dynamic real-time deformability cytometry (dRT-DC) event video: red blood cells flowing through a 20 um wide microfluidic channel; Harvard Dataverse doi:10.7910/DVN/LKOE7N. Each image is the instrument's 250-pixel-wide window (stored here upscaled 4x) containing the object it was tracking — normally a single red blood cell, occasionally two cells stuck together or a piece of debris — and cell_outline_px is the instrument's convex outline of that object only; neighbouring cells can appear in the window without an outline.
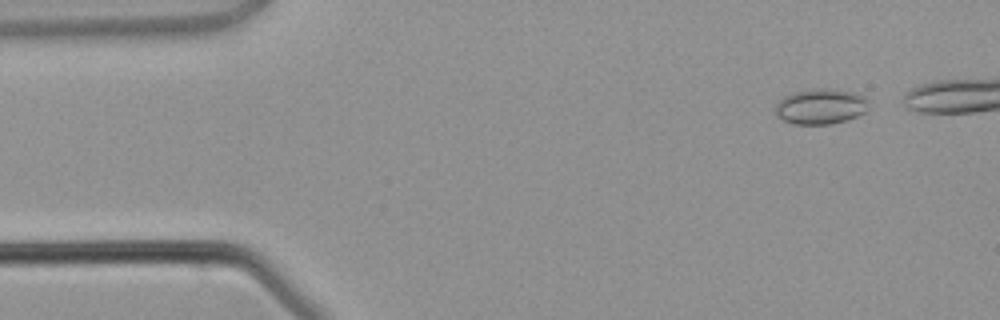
{"species": "common noctule bat (a hibernating species)", "species_latin": "Nyctalus noctula", "temperature_condition": "warm", "stored_images_in_passage": 4, "camera_frame_rate_fps": 3000, "um_per_image_px": 0.085, "animal": {"sex": "male", "body_mass_g": 21.5, "forearm_length_mm": 52.0}, "frame": {"image": 1, "passage_image": 1, "time_ms": 0.0, "image_size_px": [1000, 320], "cell_outline_px": [[868, 108], [864, 112], [848, 120], [828, 124], [796, 124], [784, 120], [776, 116], [776, 100], [792, 92], [816, 88], [828, 88], [852, 92], [864, 96], [868, 100]], "centroid_in_image_um": [69.73, 9.04], "position_along_channel_um": 15.3, "area_um2": 19.36}}